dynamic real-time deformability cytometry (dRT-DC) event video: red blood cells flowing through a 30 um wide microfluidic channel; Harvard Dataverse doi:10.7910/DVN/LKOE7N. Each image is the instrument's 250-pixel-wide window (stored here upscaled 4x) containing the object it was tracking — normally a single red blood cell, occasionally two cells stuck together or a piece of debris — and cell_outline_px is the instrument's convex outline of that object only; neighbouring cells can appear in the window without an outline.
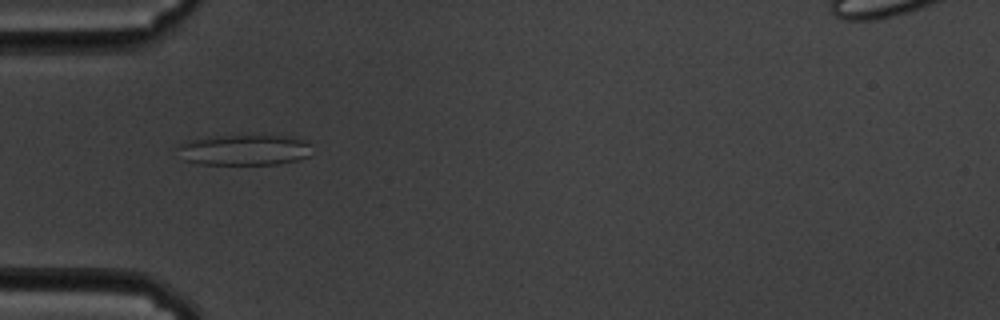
{"species": "common noctule bat (a hibernating species)", "species_latin": "Nyctalus noctula", "temperature_condition": "cold", "stored_images_in_passage": 57, "camera_frame_rate_fps": 3000, "um_per_image_px": 0.085, "animal": {"sex": "male", "body_mass_g": 19.5, "forearm_length_mm": 54.6}, "frame": {"image": 1, "passage_image": 18, "time_ms": 5.667, "image_size_px": [1000, 320], "cell_outline_px": [[312, 144], [308, 156], [296, 160], [276, 164], [196, 164], [184, 160], [180, 148], [180, 144], [188, 140], [204, 136], [252, 132], [292, 136], [308, 140]], "centroid_in_image_um": [20.82, 12.67], "position_along_channel_um": 64.2, "area_um2": 25.32}}
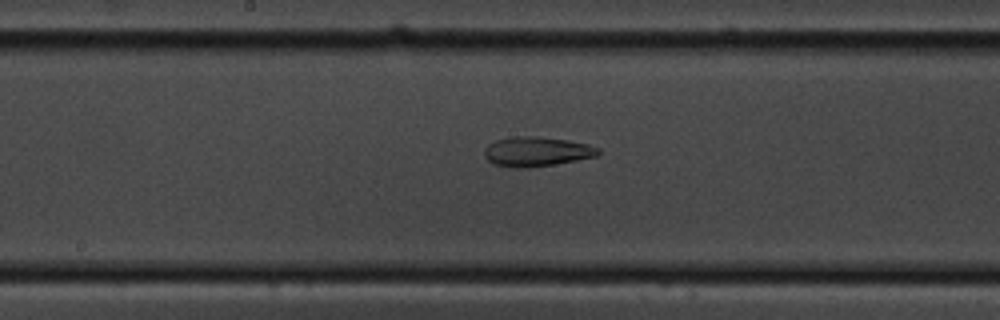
{"frame": {"image": 2, "passage_image": 30, "time_ms": 9.667, "image_size_px": [1000, 320], "cell_outline_px": [[600, 152], [596, 156], [576, 160], [552, 164], [524, 168], [512, 168], [492, 164], [484, 156], [484, 148], [488, 144], [496, 140], [516, 136], [536, 136], [568, 140], [588, 144], [600, 148]], "centroid_in_image_um": [45.58, 12.88], "position_along_channel_um": 202.6, "area_um2": 19.65}}
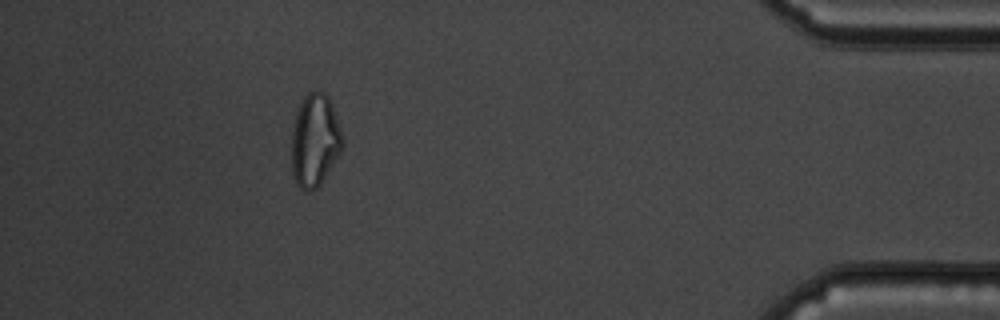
{"frame": {"image": 3, "passage_image": 52, "time_ms": 17.0, "image_size_px": [1000, 320], "cell_outline_px": [[344, 144], [340, 152], [320, 184], [316, 188], [308, 192], [300, 188], [296, 184], [292, 172], [292, 132], [296, 112], [304, 96], [312, 88], [316, 88], [324, 92], [328, 96], [344, 136]], "centroid_in_image_um": [26.76, 11.89], "position_along_channel_um": 408.4, "area_um2": 27.69}, "authors_computed_cell_mechanics": {"area_um2": 25.8944, "velocity_mm_per_s": 3.4801, "shape_relaxation_time_tau1_ms": null, "shape_relaxation_time_tau2_ms": 6.6635, "deformation_change_tau1": null, "deformation_change_tau2": 0.138}}